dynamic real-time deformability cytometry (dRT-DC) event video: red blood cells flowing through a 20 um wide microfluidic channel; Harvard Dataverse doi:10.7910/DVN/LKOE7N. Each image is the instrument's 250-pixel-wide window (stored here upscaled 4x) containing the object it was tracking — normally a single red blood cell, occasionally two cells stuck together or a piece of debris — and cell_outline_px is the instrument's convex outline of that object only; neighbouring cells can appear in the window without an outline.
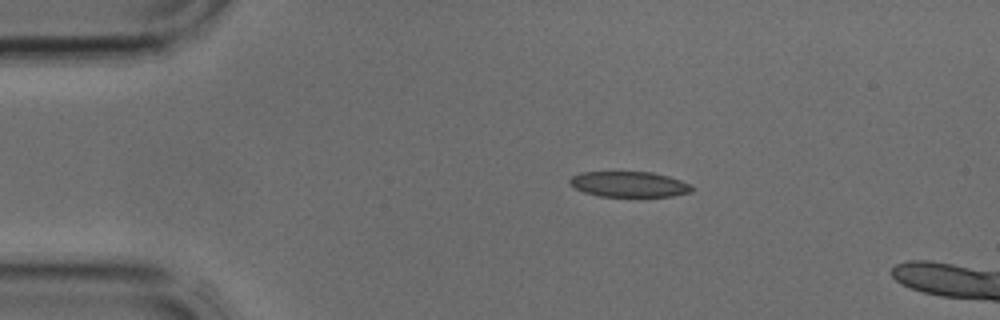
{"species": "common noctule bat (a hibernating species)", "species_latin": "Nyctalus noctula", "temperature_condition": "cold", "stored_images_in_passage": 5, "camera_frame_rate_fps": 3000, "um_per_image_px": 0.085, "animal": {"sex": "male", "body_mass_g": 17.9, "forearm_length_mm": 54.2}, "frame": {"image": 1, "passage_image": 3, "time_ms": 0.667, "image_size_px": [1000, 320], "cell_outline_px": [[692, 192], [672, 196], [600, 196], [584, 192], [576, 188], [568, 180], [572, 176], [580, 172], [652, 172], [668, 176], [692, 184]], "centroid_in_image_um": [53.5, 15.66], "position_along_channel_um": 31.5, "area_um2": 18.03}}